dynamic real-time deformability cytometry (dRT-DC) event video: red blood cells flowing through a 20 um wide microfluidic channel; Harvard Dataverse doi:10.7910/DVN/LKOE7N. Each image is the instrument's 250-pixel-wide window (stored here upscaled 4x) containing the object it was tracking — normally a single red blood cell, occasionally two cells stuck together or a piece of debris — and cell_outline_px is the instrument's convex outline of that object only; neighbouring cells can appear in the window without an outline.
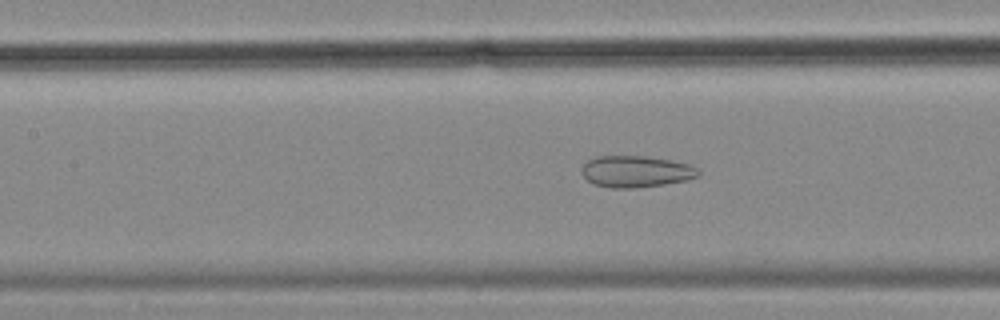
{"species": "common noctule bat (a hibernating species)", "species_latin": "Nyctalus noctula", "temperature_condition": "cold", "stored_images_in_passage": 40, "camera_frame_rate_fps": 3000, "um_per_image_px": 0.085, "animal": {"sex": "female", "body_mass_g": 18.4}, "frame": {"image": 1, "passage_image": 8, "time_ms": 2.333, "image_size_px": [1000, 320], "cell_outline_px": [[700, 176], [684, 180], [664, 184], [632, 188], [612, 188], [592, 184], [580, 172], [584, 164], [588, 160], [596, 156], [644, 156], [672, 160], [688, 164], [696, 168], [700, 172]], "centroid_in_image_um": [54.03, 14.57], "position_along_channel_um": 153.4, "area_um2": 21.39}}
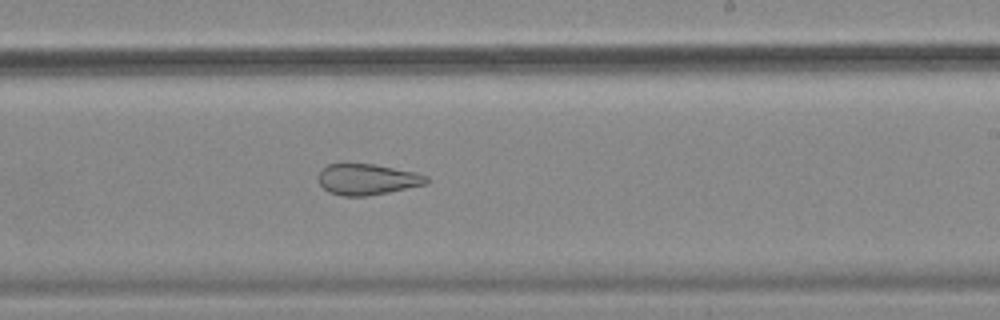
{"frame": {"image": 2, "passage_image": 17, "time_ms": 5.333, "image_size_px": [1000, 320], "cell_outline_px": [[428, 184], [368, 196], [344, 196], [328, 192], [320, 184], [320, 172], [328, 164], [372, 164], [416, 172], [428, 176]], "centroid_in_image_um": [31.26, 15.25], "position_along_channel_um": 257.7, "area_um2": 19.31}}
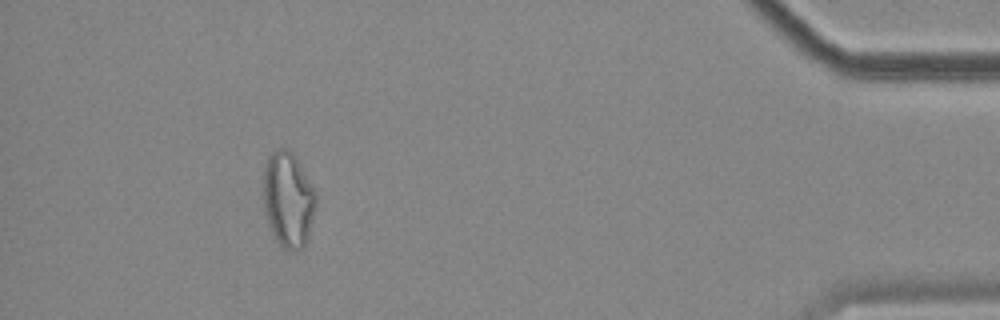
{"frame": {"image": 3, "passage_image": 35, "time_ms": 11.333, "image_size_px": [1000, 320], "cell_outline_px": [[316, 204], [308, 240], [304, 248], [288, 252], [276, 240], [268, 224], [264, 208], [264, 168], [268, 156], [276, 148], [288, 148], [296, 156], [316, 188]], "centroid_in_image_um": [24.53, 16.95], "position_along_channel_um": 410.7, "area_um2": 29.82}}